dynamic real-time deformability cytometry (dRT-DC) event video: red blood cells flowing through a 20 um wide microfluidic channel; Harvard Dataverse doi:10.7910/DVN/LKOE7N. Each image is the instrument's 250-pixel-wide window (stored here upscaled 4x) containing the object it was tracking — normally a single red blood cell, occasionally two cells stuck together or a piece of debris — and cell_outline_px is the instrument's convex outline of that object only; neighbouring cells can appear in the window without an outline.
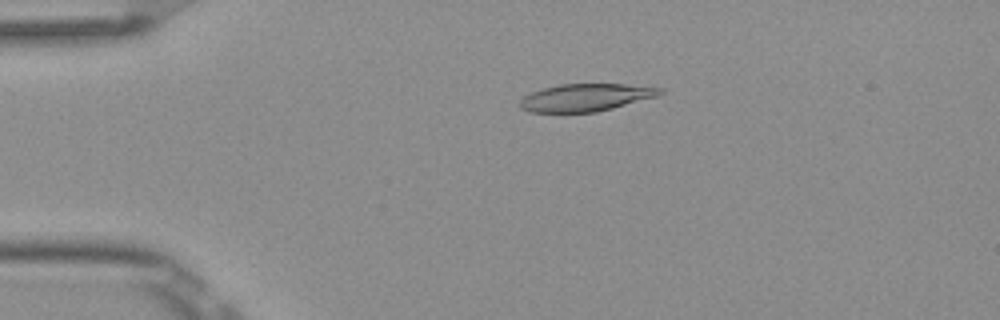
{"species": "Egyptian fruit bat (a non-hibernating species)", "species_latin": "Rousettus aegyptiacus", "temperature_condition": "room temperature", "stored_images_in_passage": 5, "camera_frame_rate_fps": 3000, "um_per_image_px": 0.085, "frame": {"image": 1, "passage_image": 4, "time_ms": 1.0, "image_size_px": [1000, 320], "cell_outline_px": [[664, 92], [656, 96], [612, 108], [596, 112], [528, 112], [520, 108], [520, 100], [524, 96], [532, 92], [544, 88], [560, 84], [624, 84], [664, 88]], "centroid_in_image_um": [49.77, 8.28], "position_along_channel_um": 35.2, "area_um2": 22.25}}